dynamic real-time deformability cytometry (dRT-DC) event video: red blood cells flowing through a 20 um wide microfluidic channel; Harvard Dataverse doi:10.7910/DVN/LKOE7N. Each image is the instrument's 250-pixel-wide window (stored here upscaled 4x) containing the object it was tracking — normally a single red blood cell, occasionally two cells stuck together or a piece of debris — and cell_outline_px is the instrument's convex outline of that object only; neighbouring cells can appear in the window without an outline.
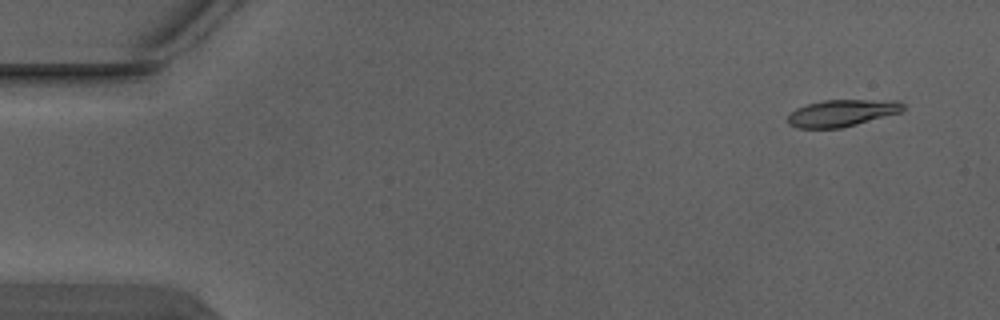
{"species": "Egyptian fruit bat (a non-hibernating species)", "species_latin": "Rousettus aegyptiacus", "temperature_condition": "warm", "stored_images_in_passage": 4, "camera_frame_rate_fps": 3000, "um_per_image_px": 0.085, "animal": {"sex": "male"}, "frame": {"image": 1, "passage_image": 1, "time_ms": 0.0, "image_size_px": [1000, 320], "cell_outline_px": [[904, 108], [900, 112], [856, 124], [840, 128], [796, 128], [788, 124], [788, 116], [796, 108], [808, 104], [824, 100], [900, 100], [904, 104]], "centroid_in_image_um": [71.56, 9.6], "position_along_channel_um": 13.4, "area_um2": 17.92}}
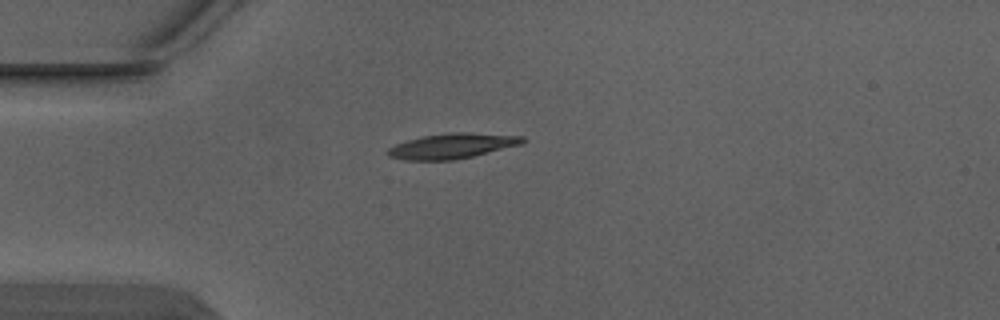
{"frame": {"image": 2, "passage_image": 4, "time_ms": 1.0, "image_size_px": [1000, 320], "cell_outline_px": [[528, 140], [524, 144], [472, 156], [452, 160], [404, 160], [388, 156], [384, 152], [388, 148], [396, 144], [408, 140], [424, 136], [452, 132], [464, 132], [524, 136]], "centroid_in_image_um": [38.46, 12.41], "position_along_channel_um": 46.5, "area_um2": 19.83}}